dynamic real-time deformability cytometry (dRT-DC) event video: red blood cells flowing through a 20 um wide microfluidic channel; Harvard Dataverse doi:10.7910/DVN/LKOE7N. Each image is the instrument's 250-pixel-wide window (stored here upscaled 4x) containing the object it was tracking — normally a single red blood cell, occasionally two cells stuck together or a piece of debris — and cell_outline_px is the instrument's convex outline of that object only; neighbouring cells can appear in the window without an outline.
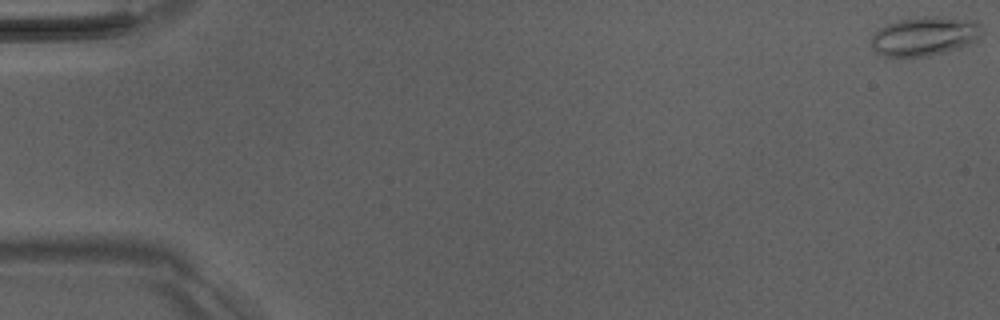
{"species": "Egyptian fruit bat (a non-hibernating species)", "species_latin": "Rousettus aegyptiacus", "temperature_condition": "room temperature", "stored_images_in_passage": 7, "camera_frame_rate_fps": 3000, "um_per_image_px": 0.085, "animal": {"sex": "male"}, "frame": {"image": 1, "passage_image": 1, "time_ms": 0.0, "image_size_px": [1000, 320], "cell_outline_px": [[984, 32], [976, 40], [960, 48], [928, 56], [884, 56], [876, 52], [868, 44], [872, 32], [888, 24], [900, 20], [924, 16], [940, 16], [976, 20], [980, 24]], "centroid_in_image_um": [78.59, 3.06], "position_along_channel_um": 6.4, "area_um2": 25.55}}